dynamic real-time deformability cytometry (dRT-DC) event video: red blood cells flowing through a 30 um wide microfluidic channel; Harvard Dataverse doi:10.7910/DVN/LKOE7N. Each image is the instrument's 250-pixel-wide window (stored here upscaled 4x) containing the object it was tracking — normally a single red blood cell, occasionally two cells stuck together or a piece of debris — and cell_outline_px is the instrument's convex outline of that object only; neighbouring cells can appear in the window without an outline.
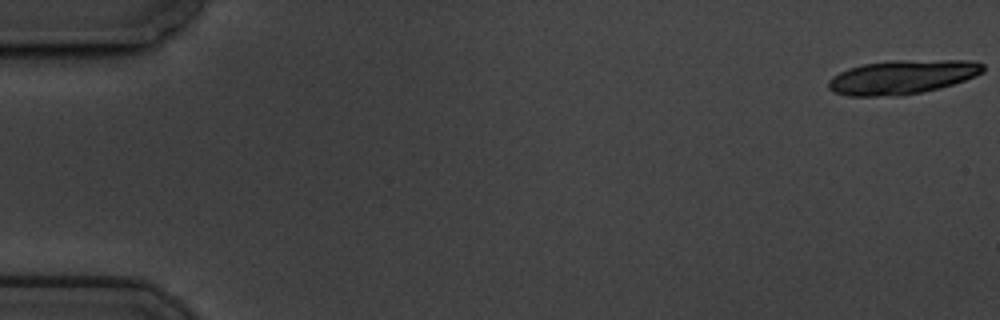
{"species": "common noctule bat (a hibernating species)", "species_latin": "Nyctalus noctula", "temperature_condition": "cold", "stored_images_in_passage": 20, "camera_frame_rate_fps": 3000, "um_per_image_px": 0.085, "animal": {"sex": "male", "body_mass_g": 19.5, "forearm_length_mm": 54.6}, "frame": {"image": 1, "passage_image": 1, "time_ms": 0.0, "image_size_px": [1000, 320], "cell_outline_px": [[984, 72], [976, 76], [940, 88], [900, 96], [848, 96], [832, 92], [828, 88], [828, 80], [832, 76], [848, 68], [864, 64], [896, 60], [968, 60], [984, 64]], "centroid_in_image_um": [76.67, 6.55], "position_along_channel_um": 8.3, "area_um2": 30.81}}